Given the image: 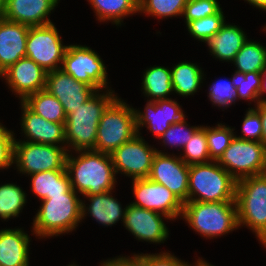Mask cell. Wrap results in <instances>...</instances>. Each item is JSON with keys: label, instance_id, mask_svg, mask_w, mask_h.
Returning a JSON list of instances; mask_svg holds the SVG:
<instances>
[{"label": "cell", "instance_id": "603a6c76", "mask_svg": "<svg viewBox=\"0 0 266 266\" xmlns=\"http://www.w3.org/2000/svg\"><path fill=\"white\" fill-rule=\"evenodd\" d=\"M30 237L22 228L0 230V266H29Z\"/></svg>", "mask_w": 266, "mask_h": 266}, {"label": "cell", "instance_id": "b9f144b4", "mask_svg": "<svg viewBox=\"0 0 266 266\" xmlns=\"http://www.w3.org/2000/svg\"><path fill=\"white\" fill-rule=\"evenodd\" d=\"M145 266H192L188 262L182 261L170 252H160L155 254H144Z\"/></svg>", "mask_w": 266, "mask_h": 266}, {"label": "cell", "instance_id": "60d3db41", "mask_svg": "<svg viewBox=\"0 0 266 266\" xmlns=\"http://www.w3.org/2000/svg\"><path fill=\"white\" fill-rule=\"evenodd\" d=\"M15 133L0 122V170L13 165V143Z\"/></svg>", "mask_w": 266, "mask_h": 266}, {"label": "cell", "instance_id": "cb8c5ba5", "mask_svg": "<svg viewBox=\"0 0 266 266\" xmlns=\"http://www.w3.org/2000/svg\"><path fill=\"white\" fill-rule=\"evenodd\" d=\"M247 41V35L237 25L225 24L205 43L215 59L232 63L236 54Z\"/></svg>", "mask_w": 266, "mask_h": 266}, {"label": "cell", "instance_id": "8fae6325", "mask_svg": "<svg viewBox=\"0 0 266 266\" xmlns=\"http://www.w3.org/2000/svg\"><path fill=\"white\" fill-rule=\"evenodd\" d=\"M68 45H64L53 23L29 27L26 57L35 61L45 71L60 69Z\"/></svg>", "mask_w": 266, "mask_h": 266}, {"label": "cell", "instance_id": "4316f807", "mask_svg": "<svg viewBox=\"0 0 266 266\" xmlns=\"http://www.w3.org/2000/svg\"><path fill=\"white\" fill-rule=\"evenodd\" d=\"M99 22L121 26L123 19L139 13V0H87Z\"/></svg>", "mask_w": 266, "mask_h": 266}, {"label": "cell", "instance_id": "3957f363", "mask_svg": "<svg viewBox=\"0 0 266 266\" xmlns=\"http://www.w3.org/2000/svg\"><path fill=\"white\" fill-rule=\"evenodd\" d=\"M81 200L72 188L64 195H47L33 218V233L39 239L70 233L81 220Z\"/></svg>", "mask_w": 266, "mask_h": 266}, {"label": "cell", "instance_id": "d590c367", "mask_svg": "<svg viewBox=\"0 0 266 266\" xmlns=\"http://www.w3.org/2000/svg\"><path fill=\"white\" fill-rule=\"evenodd\" d=\"M225 18L221 9L217 14L188 22L186 28L194 39L205 43L221 29Z\"/></svg>", "mask_w": 266, "mask_h": 266}, {"label": "cell", "instance_id": "5b68a950", "mask_svg": "<svg viewBox=\"0 0 266 266\" xmlns=\"http://www.w3.org/2000/svg\"><path fill=\"white\" fill-rule=\"evenodd\" d=\"M236 185L217 161L189 165L188 201H235Z\"/></svg>", "mask_w": 266, "mask_h": 266}, {"label": "cell", "instance_id": "e575fe53", "mask_svg": "<svg viewBox=\"0 0 266 266\" xmlns=\"http://www.w3.org/2000/svg\"><path fill=\"white\" fill-rule=\"evenodd\" d=\"M234 128L218 123L215 127L206 126V137L210 158L218 161L235 137Z\"/></svg>", "mask_w": 266, "mask_h": 266}, {"label": "cell", "instance_id": "d6986e66", "mask_svg": "<svg viewBox=\"0 0 266 266\" xmlns=\"http://www.w3.org/2000/svg\"><path fill=\"white\" fill-rule=\"evenodd\" d=\"M21 104V131L24 138L31 143L66 146L65 123H55L31 111L23 102Z\"/></svg>", "mask_w": 266, "mask_h": 266}, {"label": "cell", "instance_id": "f35d334b", "mask_svg": "<svg viewBox=\"0 0 266 266\" xmlns=\"http://www.w3.org/2000/svg\"><path fill=\"white\" fill-rule=\"evenodd\" d=\"M221 9L218 0H188L182 16L187 24L190 21L217 14Z\"/></svg>", "mask_w": 266, "mask_h": 266}, {"label": "cell", "instance_id": "e0dca14e", "mask_svg": "<svg viewBox=\"0 0 266 266\" xmlns=\"http://www.w3.org/2000/svg\"><path fill=\"white\" fill-rule=\"evenodd\" d=\"M47 71L27 57L21 58L5 70L0 77L23 102L29 95L45 89Z\"/></svg>", "mask_w": 266, "mask_h": 266}, {"label": "cell", "instance_id": "4fadbf2b", "mask_svg": "<svg viewBox=\"0 0 266 266\" xmlns=\"http://www.w3.org/2000/svg\"><path fill=\"white\" fill-rule=\"evenodd\" d=\"M131 183L136 199L132 205L156 211L173 221L182 217L184 203L166 186L149 178L133 179Z\"/></svg>", "mask_w": 266, "mask_h": 266}, {"label": "cell", "instance_id": "7dc6e473", "mask_svg": "<svg viewBox=\"0 0 266 266\" xmlns=\"http://www.w3.org/2000/svg\"><path fill=\"white\" fill-rule=\"evenodd\" d=\"M196 263L192 266H214L212 264H210L209 262H207L206 260H203L202 258L198 257L197 261H195Z\"/></svg>", "mask_w": 266, "mask_h": 266}, {"label": "cell", "instance_id": "c3c4849f", "mask_svg": "<svg viewBox=\"0 0 266 266\" xmlns=\"http://www.w3.org/2000/svg\"><path fill=\"white\" fill-rule=\"evenodd\" d=\"M6 0H0V19L4 16Z\"/></svg>", "mask_w": 266, "mask_h": 266}, {"label": "cell", "instance_id": "8992f818", "mask_svg": "<svg viewBox=\"0 0 266 266\" xmlns=\"http://www.w3.org/2000/svg\"><path fill=\"white\" fill-rule=\"evenodd\" d=\"M238 226H246L260 243L266 240V175L239 180L236 185Z\"/></svg>", "mask_w": 266, "mask_h": 266}, {"label": "cell", "instance_id": "9c48e42d", "mask_svg": "<svg viewBox=\"0 0 266 266\" xmlns=\"http://www.w3.org/2000/svg\"><path fill=\"white\" fill-rule=\"evenodd\" d=\"M103 62L100 55L90 47L70 44L67 46L60 69L96 91L111 89L108 86L107 68Z\"/></svg>", "mask_w": 266, "mask_h": 266}, {"label": "cell", "instance_id": "f6af8a7d", "mask_svg": "<svg viewBox=\"0 0 266 266\" xmlns=\"http://www.w3.org/2000/svg\"><path fill=\"white\" fill-rule=\"evenodd\" d=\"M266 67L261 72L260 102H266Z\"/></svg>", "mask_w": 266, "mask_h": 266}, {"label": "cell", "instance_id": "9a60e30c", "mask_svg": "<svg viewBox=\"0 0 266 266\" xmlns=\"http://www.w3.org/2000/svg\"><path fill=\"white\" fill-rule=\"evenodd\" d=\"M163 219L171 218L156 211L140 208L129 203L123 226L139 241L148 243H164L169 237V230Z\"/></svg>", "mask_w": 266, "mask_h": 266}, {"label": "cell", "instance_id": "7402d4cb", "mask_svg": "<svg viewBox=\"0 0 266 266\" xmlns=\"http://www.w3.org/2000/svg\"><path fill=\"white\" fill-rule=\"evenodd\" d=\"M112 192L114 191L95 195H83L84 198L90 201V204H85V200H81V220H84L90 214L89 216H92L102 226L116 225L119 220L123 222L126 206L123 208L117 198L112 196Z\"/></svg>", "mask_w": 266, "mask_h": 266}, {"label": "cell", "instance_id": "6da1fadb", "mask_svg": "<svg viewBox=\"0 0 266 266\" xmlns=\"http://www.w3.org/2000/svg\"><path fill=\"white\" fill-rule=\"evenodd\" d=\"M75 153L74 157L72 152H68L66 171L76 193L95 195L114 189L117 181L111 154L94 150Z\"/></svg>", "mask_w": 266, "mask_h": 266}, {"label": "cell", "instance_id": "7bdbcfd3", "mask_svg": "<svg viewBox=\"0 0 266 266\" xmlns=\"http://www.w3.org/2000/svg\"><path fill=\"white\" fill-rule=\"evenodd\" d=\"M100 266H145L144 265V253L134 254L130 256L122 257L119 255L115 258H110L100 263Z\"/></svg>", "mask_w": 266, "mask_h": 266}, {"label": "cell", "instance_id": "83f0119b", "mask_svg": "<svg viewBox=\"0 0 266 266\" xmlns=\"http://www.w3.org/2000/svg\"><path fill=\"white\" fill-rule=\"evenodd\" d=\"M143 94L149 101L168 99L173 94L171 68L153 66L146 68L142 79Z\"/></svg>", "mask_w": 266, "mask_h": 266}, {"label": "cell", "instance_id": "ab89813d", "mask_svg": "<svg viewBox=\"0 0 266 266\" xmlns=\"http://www.w3.org/2000/svg\"><path fill=\"white\" fill-rule=\"evenodd\" d=\"M241 132V136L235 133V137L247 141L262 142L261 116L260 112L255 107L248 108L246 111Z\"/></svg>", "mask_w": 266, "mask_h": 266}, {"label": "cell", "instance_id": "1f68e13d", "mask_svg": "<svg viewBox=\"0 0 266 266\" xmlns=\"http://www.w3.org/2000/svg\"><path fill=\"white\" fill-rule=\"evenodd\" d=\"M231 78L238 100L245 99V101H250L249 104L254 102V106L260 103L261 72L235 71Z\"/></svg>", "mask_w": 266, "mask_h": 266}, {"label": "cell", "instance_id": "f1b7e54d", "mask_svg": "<svg viewBox=\"0 0 266 266\" xmlns=\"http://www.w3.org/2000/svg\"><path fill=\"white\" fill-rule=\"evenodd\" d=\"M23 103L35 114L48 121L65 123L66 114L60 101L46 89L29 95Z\"/></svg>", "mask_w": 266, "mask_h": 266}, {"label": "cell", "instance_id": "f546056e", "mask_svg": "<svg viewBox=\"0 0 266 266\" xmlns=\"http://www.w3.org/2000/svg\"><path fill=\"white\" fill-rule=\"evenodd\" d=\"M232 63L238 72H262L266 67V47L247 39Z\"/></svg>", "mask_w": 266, "mask_h": 266}, {"label": "cell", "instance_id": "4dcf8cb0", "mask_svg": "<svg viewBox=\"0 0 266 266\" xmlns=\"http://www.w3.org/2000/svg\"><path fill=\"white\" fill-rule=\"evenodd\" d=\"M27 195L15 183L0 185V220L16 218L27 203Z\"/></svg>", "mask_w": 266, "mask_h": 266}, {"label": "cell", "instance_id": "681fc988", "mask_svg": "<svg viewBox=\"0 0 266 266\" xmlns=\"http://www.w3.org/2000/svg\"><path fill=\"white\" fill-rule=\"evenodd\" d=\"M262 245L266 248V240L262 243Z\"/></svg>", "mask_w": 266, "mask_h": 266}, {"label": "cell", "instance_id": "7c38bea8", "mask_svg": "<svg viewBox=\"0 0 266 266\" xmlns=\"http://www.w3.org/2000/svg\"><path fill=\"white\" fill-rule=\"evenodd\" d=\"M137 133L111 153L115 174L121 173L133 179L148 178L157 148Z\"/></svg>", "mask_w": 266, "mask_h": 266}, {"label": "cell", "instance_id": "7a4b0ae2", "mask_svg": "<svg viewBox=\"0 0 266 266\" xmlns=\"http://www.w3.org/2000/svg\"><path fill=\"white\" fill-rule=\"evenodd\" d=\"M117 96L112 89L96 91L84 104L66 116L65 138L68 152L94 150L101 116Z\"/></svg>", "mask_w": 266, "mask_h": 266}, {"label": "cell", "instance_id": "44dd1931", "mask_svg": "<svg viewBox=\"0 0 266 266\" xmlns=\"http://www.w3.org/2000/svg\"><path fill=\"white\" fill-rule=\"evenodd\" d=\"M29 26L0 19V75L21 58L26 57Z\"/></svg>", "mask_w": 266, "mask_h": 266}, {"label": "cell", "instance_id": "5bb4252c", "mask_svg": "<svg viewBox=\"0 0 266 266\" xmlns=\"http://www.w3.org/2000/svg\"><path fill=\"white\" fill-rule=\"evenodd\" d=\"M163 151L157 150L148 178L166 186L183 203H186L188 202L189 166L179 156Z\"/></svg>", "mask_w": 266, "mask_h": 266}, {"label": "cell", "instance_id": "836d02e7", "mask_svg": "<svg viewBox=\"0 0 266 266\" xmlns=\"http://www.w3.org/2000/svg\"><path fill=\"white\" fill-rule=\"evenodd\" d=\"M188 0H139V13L158 19L181 16Z\"/></svg>", "mask_w": 266, "mask_h": 266}, {"label": "cell", "instance_id": "ee69618b", "mask_svg": "<svg viewBox=\"0 0 266 266\" xmlns=\"http://www.w3.org/2000/svg\"><path fill=\"white\" fill-rule=\"evenodd\" d=\"M255 108L260 112L262 122V143L266 147V102H260Z\"/></svg>", "mask_w": 266, "mask_h": 266}, {"label": "cell", "instance_id": "bcb514c9", "mask_svg": "<svg viewBox=\"0 0 266 266\" xmlns=\"http://www.w3.org/2000/svg\"><path fill=\"white\" fill-rule=\"evenodd\" d=\"M247 1L250 5H253L257 9H261L266 12V0H244Z\"/></svg>", "mask_w": 266, "mask_h": 266}, {"label": "cell", "instance_id": "ba28073f", "mask_svg": "<svg viewBox=\"0 0 266 266\" xmlns=\"http://www.w3.org/2000/svg\"><path fill=\"white\" fill-rule=\"evenodd\" d=\"M14 139L13 165L26 176L43 171L66 170V146L31 143Z\"/></svg>", "mask_w": 266, "mask_h": 266}, {"label": "cell", "instance_id": "2e32d148", "mask_svg": "<svg viewBox=\"0 0 266 266\" xmlns=\"http://www.w3.org/2000/svg\"><path fill=\"white\" fill-rule=\"evenodd\" d=\"M175 99L168 98L157 101L147 100L144 111L135 110L136 131L140 133L142 127H145L152 133L156 139L171 126V124L181 121L186 117Z\"/></svg>", "mask_w": 266, "mask_h": 266}, {"label": "cell", "instance_id": "484cf974", "mask_svg": "<svg viewBox=\"0 0 266 266\" xmlns=\"http://www.w3.org/2000/svg\"><path fill=\"white\" fill-rule=\"evenodd\" d=\"M204 71L196 63L179 62L171 68L173 92L179 96H192L201 88Z\"/></svg>", "mask_w": 266, "mask_h": 266}, {"label": "cell", "instance_id": "d6a6232c", "mask_svg": "<svg viewBox=\"0 0 266 266\" xmlns=\"http://www.w3.org/2000/svg\"><path fill=\"white\" fill-rule=\"evenodd\" d=\"M183 154L179 157L189 166L193 164H201L212 161L210 158L206 126H201L192 136V138L183 147ZM182 155V156H181Z\"/></svg>", "mask_w": 266, "mask_h": 266}, {"label": "cell", "instance_id": "74e56055", "mask_svg": "<svg viewBox=\"0 0 266 266\" xmlns=\"http://www.w3.org/2000/svg\"><path fill=\"white\" fill-rule=\"evenodd\" d=\"M208 98L211 101L212 105H216L219 108H229L231 105H235L238 100L236 94V88L232 83V78L215 80L209 85Z\"/></svg>", "mask_w": 266, "mask_h": 266}, {"label": "cell", "instance_id": "277c9868", "mask_svg": "<svg viewBox=\"0 0 266 266\" xmlns=\"http://www.w3.org/2000/svg\"><path fill=\"white\" fill-rule=\"evenodd\" d=\"M206 239L226 235L239 228L235 201L184 203L181 219Z\"/></svg>", "mask_w": 266, "mask_h": 266}, {"label": "cell", "instance_id": "ffe728a7", "mask_svg": "<svg viewBox=\"0 0 266 266\" xmlns=\"http://www.w3.org/2000/svg\"><path fill=\"white\" fill-rule=\"evenodd\" d=\"M60 0H6L3 18L27 25L41 26L53 23L48 15Z\"/></svg>", "mask_w": 266, "mask_h": 266}, {"label": "cell", "instance_id": "ac0fdd59", "mask_svg": "<svg viewBox=\"0 0 266 266\" xmlns=\"http://www.w3.org/2000/svg\"><path fill=\"white\" fill-rule=\"evenodd\" d=\"M45 89L60 101L66 116L96 92L94 88L77 81L62 69L47 72Z\"/></svg>", "mask_w": 266, "mask_h": 266}, {"label": "cell", "instance_id": "30bf717a", "mask_svg": "<svg viewBox=\"0 0 266 266\" xmlns=\"http://www.w3.org/2000/svg\"><path fill=\"white\" fill-rule=\"evenodd\" d=\"M217 162L238 182L266 171V147L234 137Z\"/></svg>", "mask_w": 266, "mask_h": 266}, {"label": "cell", "instance_id": "52a82bcc", "mask_svg": "<svg viewBox=\"0 0 266 266\" xmlns=\"http://www.w3.org/2000/svg\"><path fill=\"white\" fill-rule=\"evenodd\" d=\"M136 134L135 110L117 96L101 116L94 151L111 154Z\"/></svg>", "mask_w": 266, "mask_h": 266}, {"label": "cell", "instance_id": "8d00e7d4", "mask_svg": "<svg viewBox=\"0 0 266 266\" xmlns=\"http://www.w3.org/2000/svg\"><path fill=\"white\" fill-rule=\"evenodd\" d=\"M186 117L181 121L171 124V126L161 135L163 145L175 147L177 150H182L185 144L189 142L193 134L201 127L200 126H190L186 122ZM167 145V146H166Z\"/></svg>", "mask_w": 266, "mask_h": 266}, {"label": "cell", "instance_id": "d4e9b609", "mask_svg": "<svg viewBox=\"0 0 266 266\" xmlns=\"http://www.w3.org/2000/svg\"><path fill=\"white\" fill-rule=\"evenodd\" d=\"M31 177V191L39 200H44L47 195H64L72 187L66 170H50L37 172Z\"/></svg>", "mask_w": 266, "mask_h": 266}, {"label": "cell", "instance_id": "f907efd6", "mask_svg": "<svg viewBox=\"0 0 266 266\" xmlns=\"http://www.w3.org/2000/svg\"><path fill=\"white\" fill-rule=\"evenodd\" d=\"M68 266H79V265H76L75 263H73V264H70Z\"/></svg>", "mask_w": 266, "mask_h": 266}]
</instances>
